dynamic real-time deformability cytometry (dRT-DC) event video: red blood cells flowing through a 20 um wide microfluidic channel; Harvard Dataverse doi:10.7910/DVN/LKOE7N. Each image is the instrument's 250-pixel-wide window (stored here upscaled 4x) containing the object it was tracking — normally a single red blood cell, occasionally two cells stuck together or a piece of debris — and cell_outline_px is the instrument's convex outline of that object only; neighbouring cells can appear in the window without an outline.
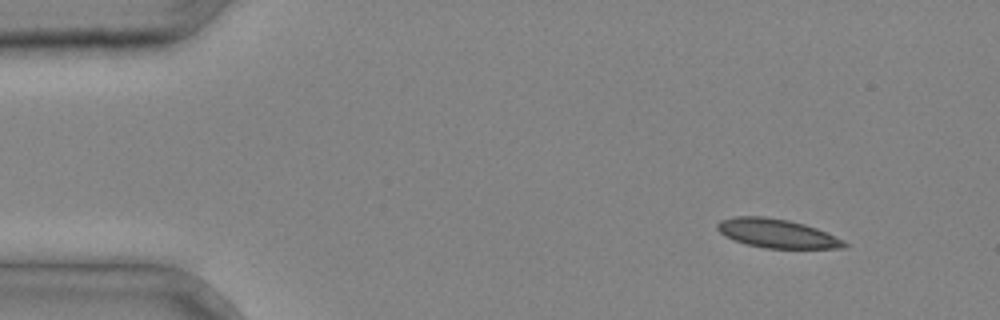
{"species": "common noctule bat (a hibernating species)", "species_latin": "Nyctalus noctula", "temperature_condition": "cold", "stored_images_in_passage": 2, "camera_frame_rate_fps": 3000, "um_per_image_px": 0.085, "animal": {"sex": "male", "body_mass_g": 20.4}, "frame": {"image": 1, "passage_image": 1, "time_ms": 0.0, "image_size_px": [1000, 320], "cell_outline_px": [[848, 244], [844, 248], [764, 248], [748, 244], [724, 236], [716, 228], [716, 224], [720, 220], [732, 216], [764, 216], [788, 220], [804, 224], [816, 228], [844, 240]], "centroid_in_image_um": [66.01, 19.83], "position_along_channel_um": 19.0, "area_um2": 21.27}}